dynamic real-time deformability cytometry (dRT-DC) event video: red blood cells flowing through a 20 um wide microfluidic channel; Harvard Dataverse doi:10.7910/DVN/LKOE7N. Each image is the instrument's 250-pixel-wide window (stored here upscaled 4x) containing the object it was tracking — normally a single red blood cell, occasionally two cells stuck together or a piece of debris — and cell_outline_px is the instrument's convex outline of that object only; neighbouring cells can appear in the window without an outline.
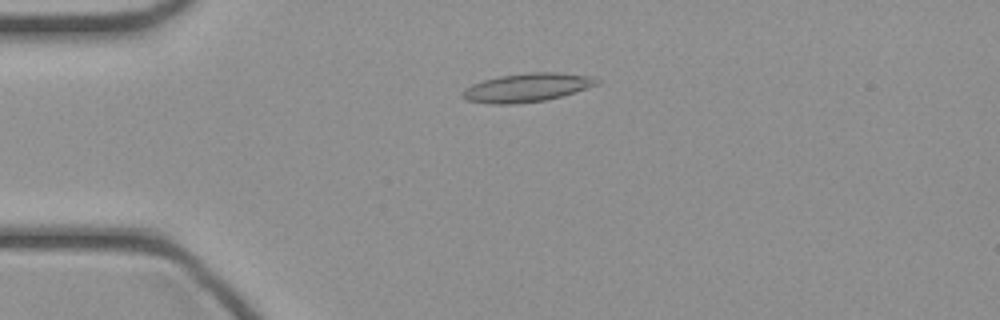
{"species": "common noctule bat (a hibernating species)", "species_latin": "Nyctalus noctula", "temperature_condition": "cold", "stored_images_in_passage": 46, "camera_frame_rate_fps": 3000, "um_per_image_px": 0.085, "animal": {"sex": "female", "body_mass_g": 21.9}, "frame": {"image": 1, "passage_image": 11, "time_ms": 3.333, "image_size_px": [1000, 320], "cell_outline_px": [[600, 84], [588, 88], [560, 96], [544, 100], [512, 104], [492, 104], [468, 100], [460, 96], [460, 92], [464, 88], [472, 84], [484, 80], [500, 76], [528, 72], [556, 72], [588, 76], [596, 80]], "centroid_in_image_um": [44.73, 7.44], "position_along_channel_um": 40.3, "area_um2": 22.14}}
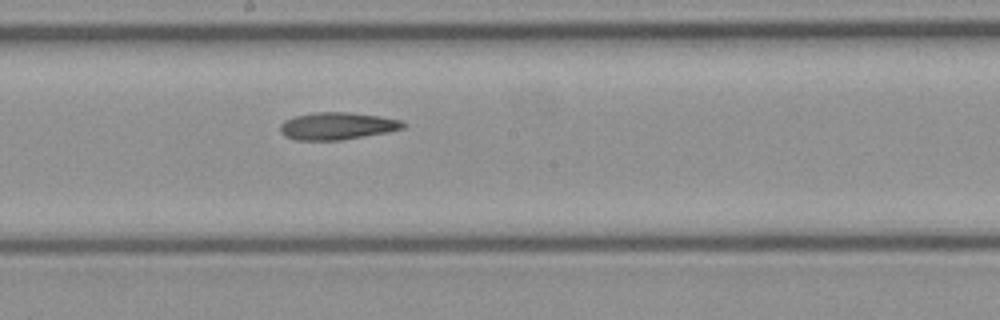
{"frame": {"image": 2, "passage_image": 25, "time_ms": 8.0, "image_size_px": [1000, 320], "cell_outline_px": [[408, 124], [404, 128], [388, 132], [340, 140], [296, 140], [284, 136], [280, 132], [280, 124], [284, 120], [292, 116], [316, 112], [348, 112], [380, 116], [400, 120]], "centroid_in_image_um": [28.64, 10.7], "position_along_channel_um": 219.6, "area_um2": 19.71}}
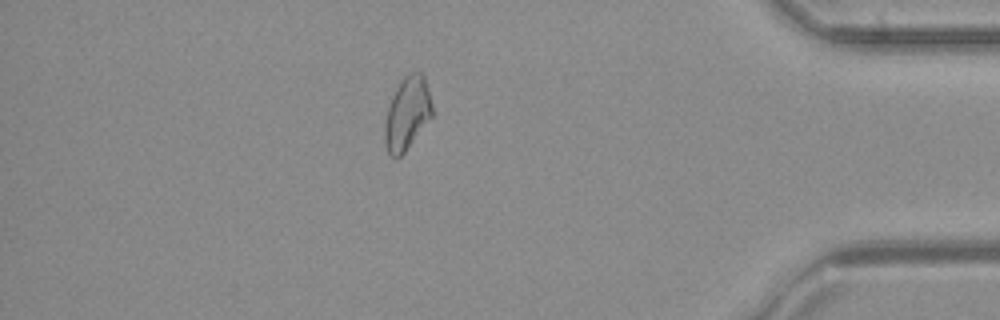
{"frame": {"image": 3, "passage_image": 40, "time_ms": 13.0, "image_size_px": [1000, 320], "cell_outline_px": [[432, 116], [404, 152], [396, 160], [388, 152], [384, 144], [384, 124], [388, 104], [400, 80], [404, 76], [412, 72], [420, 72], [424, 76], [432, 104]], "centroid_in_image_um": [34.58, 9.64], "position_along_channel_um": 400.6, "area_um2": 20.11}}